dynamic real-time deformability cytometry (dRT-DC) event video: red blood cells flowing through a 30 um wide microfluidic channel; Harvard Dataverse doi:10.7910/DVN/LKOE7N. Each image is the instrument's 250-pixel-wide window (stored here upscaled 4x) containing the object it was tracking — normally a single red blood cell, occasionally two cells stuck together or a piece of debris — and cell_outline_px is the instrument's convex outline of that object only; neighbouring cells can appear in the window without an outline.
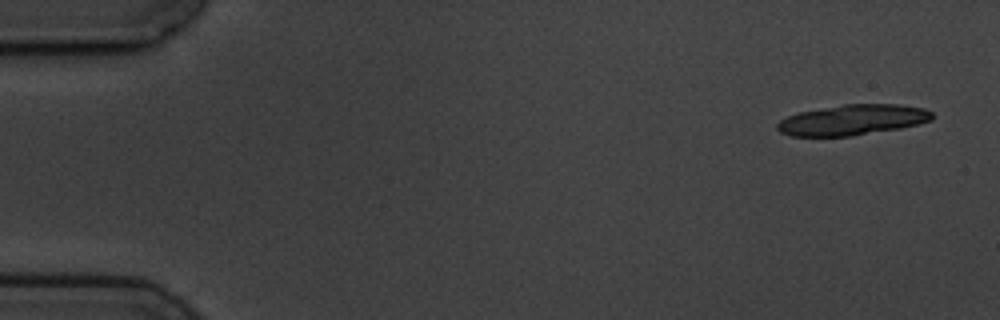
{"species": "common noctule bat (a hibernating species)", "species_latin": "Nyctalus noctula", "temperature_condition": "cold", "stored_images_in_passage": 4, "camera_frame_rate_fps": 3000, "um_per_image_px": 0.085, "animal": {"sex": "male", "body_mass_g": 19.5, "forearm_length_mm": 54.6}, "frame": {"image": 1, "passage_image": 1, "time_ms": 0.0, "image_size_px": [1000, 320], "cell_outline_px": [[932, 120], [900, 128], [852, 136], [792, 136], [780, 132], [776, 128], [776, 124], [780, 120], [796, 112], [844, 104], [900, 104], [924, 108], [932, 112]], "centroid_in_image_um": [72.44, 10.18], "position_along_channel_um": 12.6, "area_um2": 27.57}}